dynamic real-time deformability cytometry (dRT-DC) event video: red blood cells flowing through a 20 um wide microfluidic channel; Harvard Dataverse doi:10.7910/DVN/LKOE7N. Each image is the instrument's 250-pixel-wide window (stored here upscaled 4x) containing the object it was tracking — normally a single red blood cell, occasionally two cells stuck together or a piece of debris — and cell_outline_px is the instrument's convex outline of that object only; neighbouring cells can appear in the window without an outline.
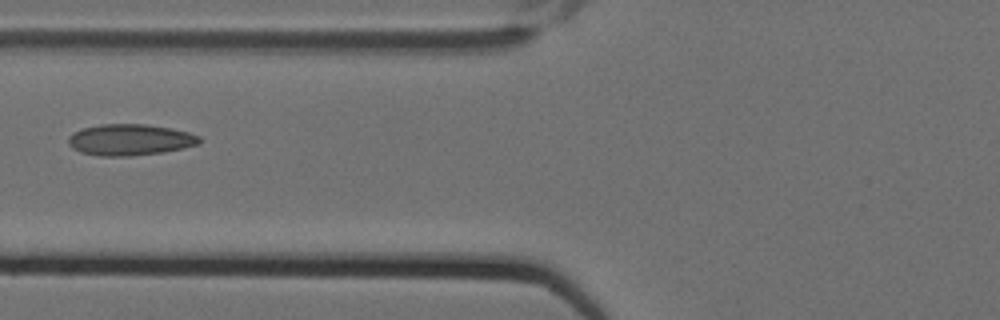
{"species": "Egyptian fruit bat (a non-hibernating species)", "species_latin": "Rousettus aegyptiacus", "temperature_condition": "cold", "stored_images_in_passage": 11, "camera_frame_rate_fps": 3000, "um_per_image_px": 0.085, "animal": {"sex": "female"}, "frame": {"image": 1, "passage_image": 7, "time_ms": 2.0, "image_size_px": [1000, 320], "cell_outline_px": [[200, 144], [184, 148], [164, 152], [128, 156], [100, 156], [80, 152], [72, 148], [68, 144], [68, 136], [72, 132], [84, 128], [100, 124], [144, 124], [172, 128], [188, 132], [200, 136]], "centroid_in_image_um": [11.04, 11.88], "position_along_channel_um": 114.8, "area_um2": 24.04}}
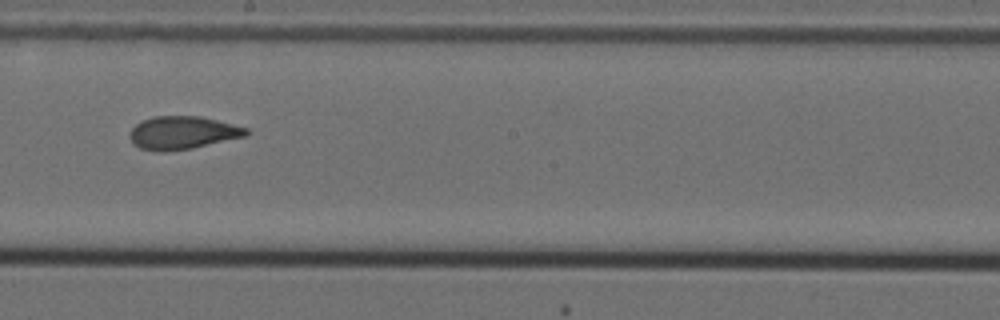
{"frame": {"image": 2, "passage_image": 10, "time_ms": 3.0, "image_size_px": [1000, 320], "cell_outline_px": [[248, 136], [192, 148], [164, 152], [160, 152], [140, 148], [132, 144], [128, 136], [128, 132], [140, 120], [152, 116], [200, 116], [248, 128]], "centroid_in_image_um": [15.47, 11.28], "position_along_channel_um": 232.7, "area_um2": 22.66}}
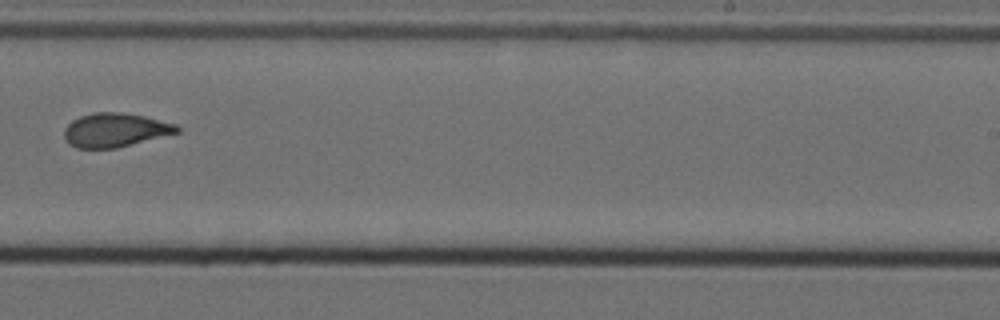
{"frame": {"image": 3, "passage_image": 11, "time_ms": 3.333, "image_size_px": [1000, 320], "cell_outline_px": [[180, 132], [116, 148], [76, 148], [68, 144], [64, 136], [64, 128], [72, 120], [80, 116], [96, 112], [120, 112], [144, 116], [176, 124], [180, 128]], "centroid_in_image_um": [9.77, 11.05], "position_along_channel_um": 279.2, "area_um2": 22.25}}